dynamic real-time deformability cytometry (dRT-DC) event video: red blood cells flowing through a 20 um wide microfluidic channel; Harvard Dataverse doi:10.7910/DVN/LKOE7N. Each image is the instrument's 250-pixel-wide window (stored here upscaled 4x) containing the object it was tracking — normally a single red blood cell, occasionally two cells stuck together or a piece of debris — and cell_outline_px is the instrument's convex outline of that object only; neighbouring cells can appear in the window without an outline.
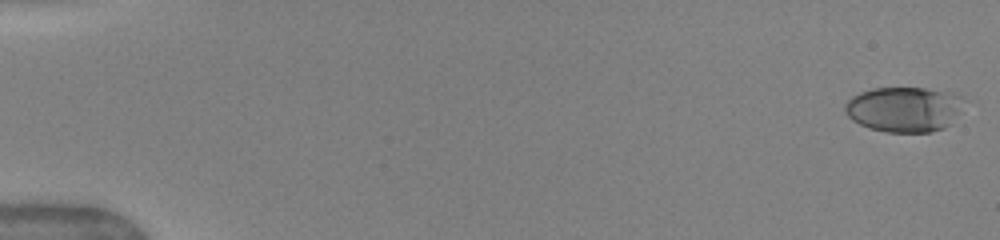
{"species": "human", "species_latin": "Homo sapiens", "temperature_condition": "warm", "stored_images_in_passage": 38, "camera_frame_rate_fps": 3000, "um_per_image_px": 0.085, "donor": {"sex": "female"}, "frame": {"image": 1, "passage_image": 1, "time_ms": 0.0, "image_size_px": [1000, 240], "cell_outline_px": [[964, 96], [956, 112], [948, 124], [944, 128], [932, 132], [888, 132], [868, 128], [852, 120], [844, 112], [844, 104], [852, 96], [860, 92], [872, 88], [924, 88], [952, 92]], "centroid_in_image_um": [76.78, 9.28], "position_along_channel_um": 8.2, "area_um2": 31.1}}
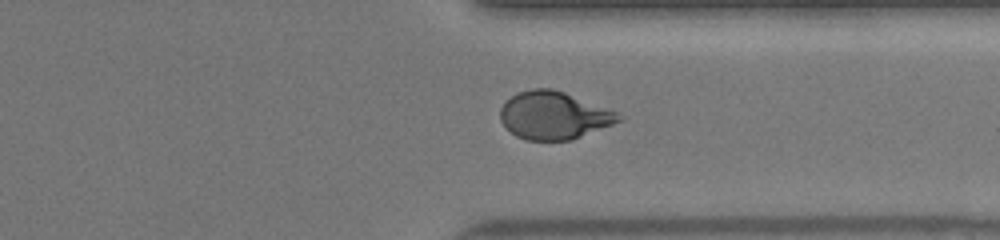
{"frame": {"image": 2, "passage_image": 30, "time_ms": 13.0, "image_size_px": [1000, 240], "cell_outline_px": [[624, 120], [572, 140], [528, 140], [516, 136], [500, 120], [500, 108], [516, 92], [532, 88], [552, 88], [564, 92], [616, 112], [624, 116]], "centroid_in_image_um": [47.09, 9.81], "position_along_channel_um": 364.3, "area_um2": 32.71}}
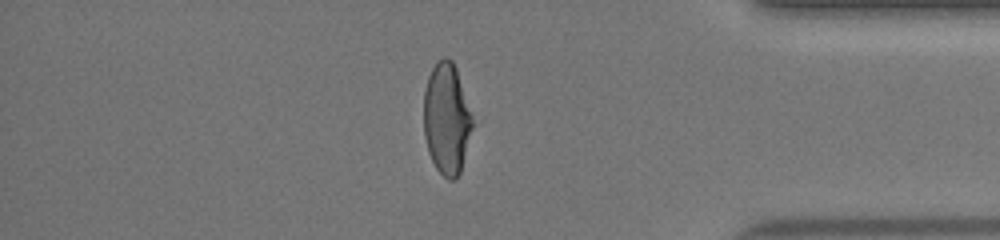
{"frame": {"image": 3, "passage_image": 34, "time_ms": 14.333, "image_size_px": [1000, 240], "cell_outline_px": [[476, 124], [460, 172], [456, 180], [448, 180], [436, 168], [428, 152], [424, 136], [424, 92], [428, 76], [432, 68], [444, 56], [452, 60], [456, 68]], "centroid_in_image_um": [38.0, 10.13], "position_along_channel_um": 397.2, "area_um2": 32.14}, "authors_computed_cell_mechanics": {"area_um2": 32.7437, "velocity_mm_per_s": 4.0416, "shape_relaxation_time_tau1_ms": 5.296, "shape_relaxation_time_tau2_ms": 0.9244, "deformation_change_tau1": 0.2165, "deformation_change_tau2": 0.069}}